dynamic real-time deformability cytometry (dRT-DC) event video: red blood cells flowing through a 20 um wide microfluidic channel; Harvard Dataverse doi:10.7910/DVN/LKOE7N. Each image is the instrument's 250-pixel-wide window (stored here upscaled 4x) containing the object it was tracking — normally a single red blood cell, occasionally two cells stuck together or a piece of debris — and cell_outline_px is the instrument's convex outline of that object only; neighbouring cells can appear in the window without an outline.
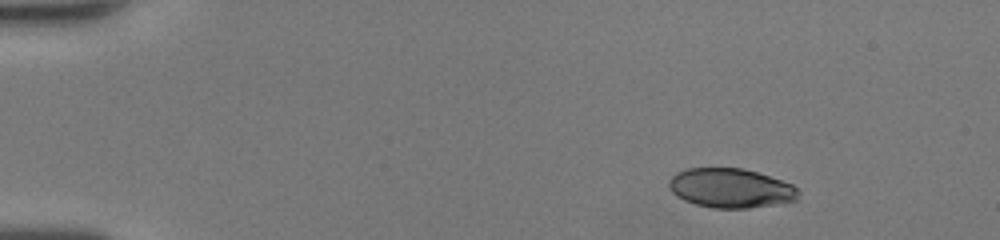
{"species": "human", "species_latin": "Homo sapiens", "temperature_condition": "room temperature", "stored_images_in_passage": 44, "camera_frame_rate_fps": 3000, "um_per_image_px": 0.085, "donor": {"sex": "female"}, "frame": {"image": 1, "passage_image": 1, "time_ms": 0.0, "image_size_px": [1000, 240], "cell_outline_px": [[800, 192], [796, 200], [776, 204], [748, 208], [712, 208], [696, 204], [684, 200], [676, 196], [668, 188], [668, 180], [676, 172], [684, 168], [744, 168], [792, 184]], "centroid_in_image_um": [62.06, 15.99], "position_along_channel_um": 22.9, "area_um2": 29.77}}
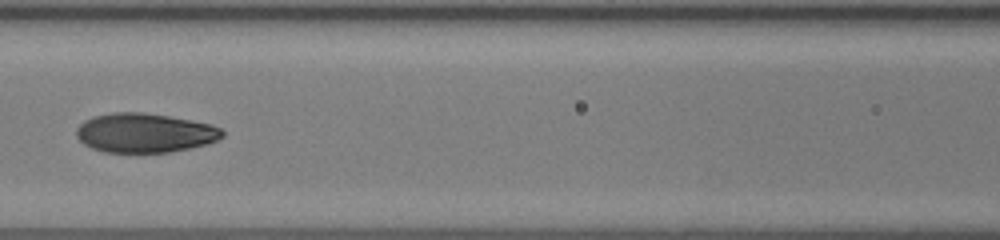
{"frame": {"image": 2, "passage_image": 18, "time_ms": 5.667, "image_size_px": [1000, 240], "cell_outline_px": [[224, 136], [216, 140], [204, 144], [188, 148], [168, 152], [104, 152], [92, 148], [84, 144], [76, 136], [76, 128], [84, 120], [92, 116], [112, 112], [144, 112], [192, 120], [212, 124], [220, 128], [224, 132]], "centroid_in_image_um": [12.27, 11.28], "position_along_channel_um": 154.3, "area_um2": 33.41}}
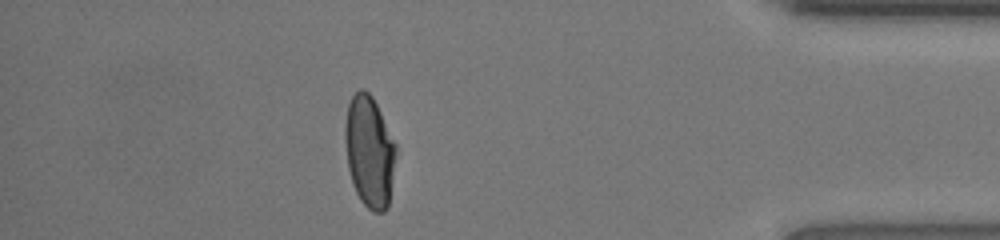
{"frame": {"image": 3, "passage_image": 38, "time_ms": 12.333, "image_size_px": [1000, 240], "cell_outline_px": [[396, 156], [388, 208], [384, 212], [372, 212], [360, 200], [352, 184], [348, 168], [344, 136], [344, 128], [348, 104], [352, 96], [360, 88], [364, 88], [372, 96], [396, 144]], "centroid_in_image_um": [31.39, 12.89], "position_along_channel_um": 403.8, "area_um2": 33.18}, "authors_computed_cell_mechanics": {"area_um2": 33.1772, "velocity_mm_per_s": 4.3063, "shape_relaxation_time_tau1_ms": 6.3357, "shape_relaxation_time_tau2_ms": 0.8981, "deformation_change_tau1": 0.2608, "deformation_change_tau2": 0.045}}